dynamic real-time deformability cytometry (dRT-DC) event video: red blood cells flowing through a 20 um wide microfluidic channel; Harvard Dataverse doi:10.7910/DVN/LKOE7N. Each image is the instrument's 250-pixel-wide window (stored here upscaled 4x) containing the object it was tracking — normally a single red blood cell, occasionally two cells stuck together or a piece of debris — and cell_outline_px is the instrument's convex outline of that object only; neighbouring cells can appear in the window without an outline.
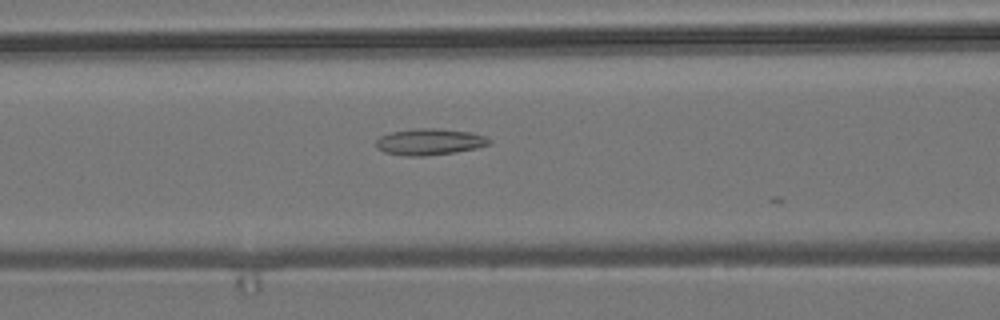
{"species": "common noctule bat (a hibernating species)", "species_latin": "Nyctalus noctula", "temperature_condition": "room temperature", "stored_images_in_passage": 10, "camera_frame_rate_fps": 3000, "um_per_image_px": 0.085, "animal": {"sex": "male", "body_mass_g": 19.2, "forearm_length_mm": 51.8}, "frame": {"image": 1, "passage_image": 6, "time_ms": 1.667, "image_size_px": [1000, 320], "cell_outline_px": [[492, 140], [488, 144], [476, 148], [456, 152], [424, 156], [404, 156], [384, 152], [376, 148], [376, 140], [380, 136], [392, 132], [412, 128], [436, 128], [468, 132], [484, 136]], "centroid_in_image_um": [36.46, 12.06], "position_along_channel_um": 130.1, "area_um2": 17.4}}
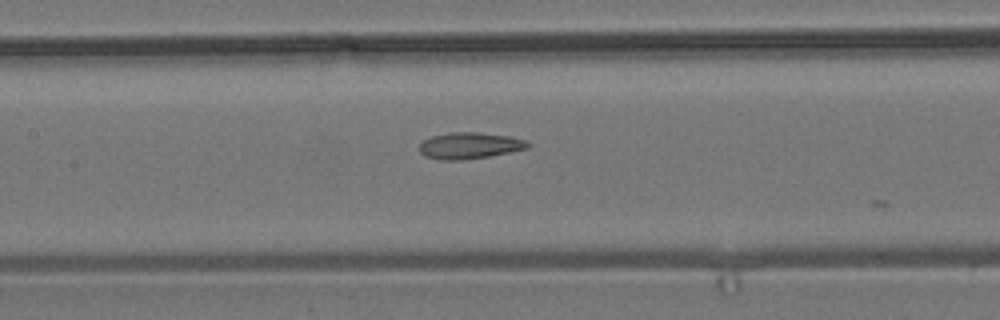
{"frame": {"image": 2, "passage_image": 9, "time_ms": 2.667, "image_size_px": [1000, 320], "cell_outline_px": [[532, 144], [528, 148], [488, 156], [464, 160], [440, 160], [424, 156], [420, 152], [420, 144], [424, 140], [432, 136], [452, 132], [480, 132], [508, 136], [524, 140]], "centroid_in_image_um": [39.9, 12.38], "position_along_channel_um": 167.5, "area_um2": 16.59}}